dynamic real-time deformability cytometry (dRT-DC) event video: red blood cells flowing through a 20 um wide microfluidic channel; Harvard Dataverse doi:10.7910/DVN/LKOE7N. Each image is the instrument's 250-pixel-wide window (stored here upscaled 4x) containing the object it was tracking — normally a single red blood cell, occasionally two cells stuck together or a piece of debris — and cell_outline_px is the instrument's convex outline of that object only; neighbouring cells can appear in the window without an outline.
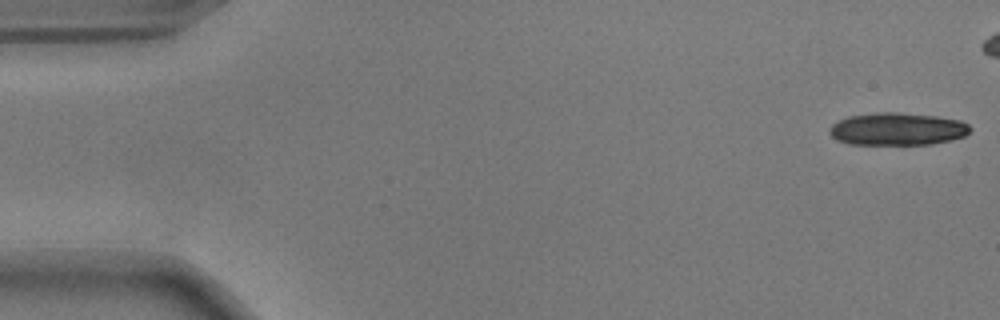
{"species": "common noctule bat (a hibernating species)", "species_latin": "Nyctalus noctula", "temperature_condition": "warm", "stored_images_in_passage": 32, "camera_frame_rate_fps": 3000, "um_per_image_px": 0.085, "animal": {"sex": "male", "body_mass_g": 17.9}, "frame": {"image": 1, "passage_image": 1, "time_ms": 0.0, "image_size_px": [1000, 320], "cell_outline_px": [[972, 128], [964, 136], [952, 140], [932, 144], [848, 144], [836, 140], [828, 132], [832, 124], [848, 116], [880, 112], [896, 112], [936, 116], [960, 120], [968, 124]], "centroid_in_image_um": [76.28, 10.97], "position_along_channel_um": 8.7, "area_um2": 26.7}}